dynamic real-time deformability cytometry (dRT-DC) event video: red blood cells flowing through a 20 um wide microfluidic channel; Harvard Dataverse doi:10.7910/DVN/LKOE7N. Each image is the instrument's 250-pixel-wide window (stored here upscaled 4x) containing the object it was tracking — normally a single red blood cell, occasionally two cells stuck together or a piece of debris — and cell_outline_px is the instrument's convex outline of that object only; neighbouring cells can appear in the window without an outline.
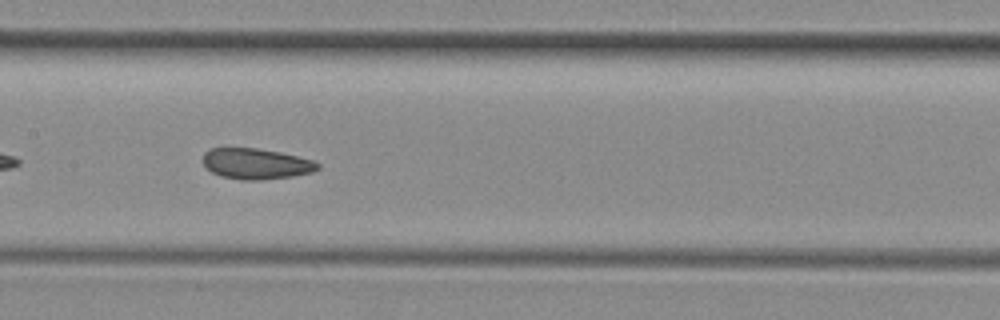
{"species": "common noctule bat (a hibernating species)", "species_latin": "Nyctalus noctula", "temperature_condition": "room temperature", "stored_images_in_passage": 29, "camera_frame_rate_fps": 3000, "um_per_image_px": 0.085, "animal": {"sex": "female", "body_mass_g": 29.2, "forearm_length_mm": 56.3}, "frame": {"image": 1, "passage_image": 13, "time_ms": 4.0, "image_size_px": [1000, 320], "cell_outline_px": [[320, 168], [312, 172], [292, 176], [260, 180], [240, 180], [220, 176], [212, 172], [204, 164], [204, 152], [208, 148], [256, 148], [280, 152], [312, 160], [320, 164]], "centroid_in_image_um": [21.76, 13.92], "position_along_channel_um": 185.6, "area_um2": 20.52}}
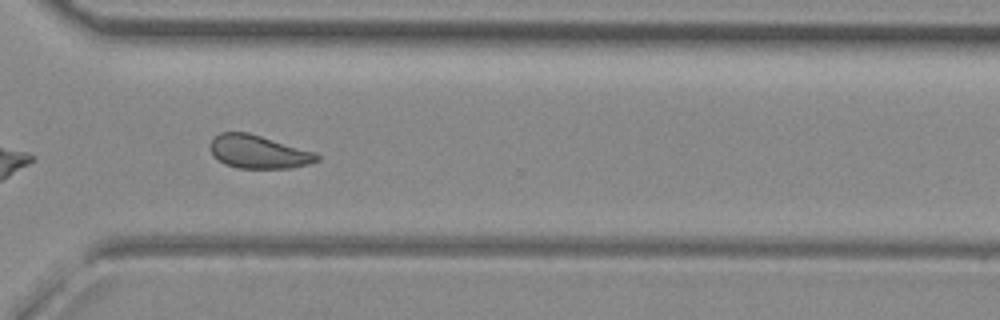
{"frame": {"image": 2, "passage_image": 25, "time_ms": 8.0, "image_size_px": [1000, 320], "cell_outline_px": [[320, 160], [308, 164], [292, 168], [236, 168], [224, 164], [212, 156], [208, 148], [212, 136], [220, 132], [248, 132], [316, 152], [320, 156]], "centroid_in_image_um": [21.92, 12.9], "position_along_channel_um": 348.7, "area_um2": 21.1}}